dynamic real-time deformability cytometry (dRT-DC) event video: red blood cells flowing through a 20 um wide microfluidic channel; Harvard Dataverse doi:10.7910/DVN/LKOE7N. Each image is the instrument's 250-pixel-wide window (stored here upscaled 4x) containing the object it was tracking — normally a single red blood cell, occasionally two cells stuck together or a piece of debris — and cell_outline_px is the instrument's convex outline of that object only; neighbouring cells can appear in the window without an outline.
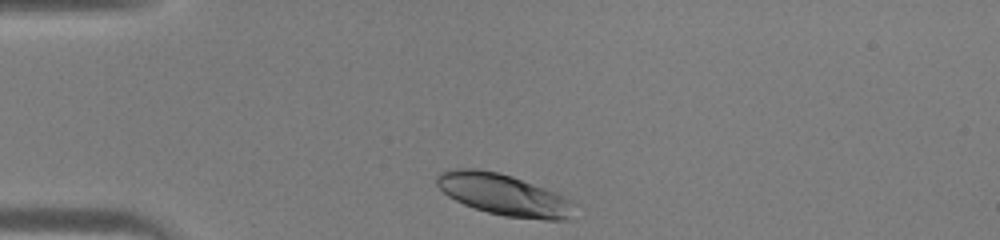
{"species": "human", "species_latin": "Homo sapiens", "temperature_condition": "warm", "stored_images_in_passage": 28, "camera_frame_rate_fps": 3000, "um_per_image_px": 0.085, "donor": {"sex": "male"}, "frame": {"image": 1, "passage_image": 1, "time_ms": 0.0, "image_size_px": [1000, 240], "cell_outline_px": [[572, 200], [568, 220], [544, 220], [504, 216], [488, 212], [464, 204], [448, 196], [436, 184], [436, 176], [440, 172], [448, 168], [476, 168], [500, 172], [512, 176], [544, 188], [564, 196]], "centroid_in_image_um": [42.75, 16.52], "position_along_channel_um": 42.3, "area_um2": 32.95}}
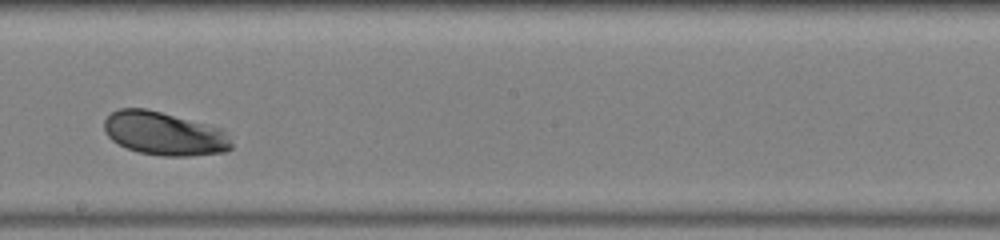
{"frame": {"image": 2, "passage_image": 16, "time_ms": 5.0, "image_size_px": [1000, 240], "cell_outline_px": [[232, 148], [224, 152], [188, 156], [164, 156], [140, 152], [128, 148], [112, 140], [104, 132], [104, 120], [112, 112], [120, 108], [144, 108], [224, 128], [232, 144]], "centroid_in_image_um": [13.98, 11.35], "position_along_channel_um": 234.2, "area_um2": 32.14}}
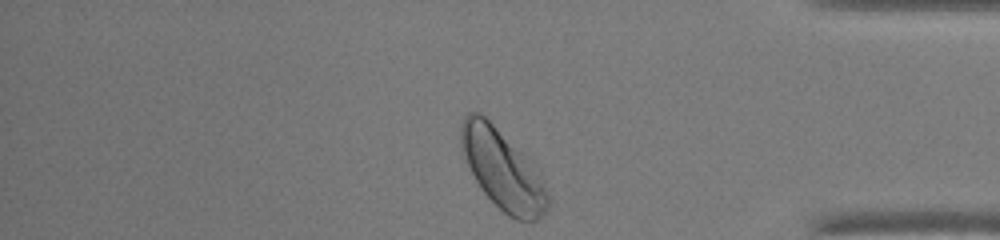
{"frame": {"image": 3, "passage_image": 28, "time_ms": 9.0, "image_size_px": [1000, 240], "cell_outline_px": [[548, 208], [536, 220], [516, 220], [508, 216], [484, 192], [476, 180], [460, 148], [460, 124], [464, 116], [468, 112], [480, 112], [532, 160], [536, 164], [540, 172], [548, 196]], "centroid_in_image_um": [42.72, 14.37], "position_along_channel_um": 392.5, "area_um2": 40.29}}